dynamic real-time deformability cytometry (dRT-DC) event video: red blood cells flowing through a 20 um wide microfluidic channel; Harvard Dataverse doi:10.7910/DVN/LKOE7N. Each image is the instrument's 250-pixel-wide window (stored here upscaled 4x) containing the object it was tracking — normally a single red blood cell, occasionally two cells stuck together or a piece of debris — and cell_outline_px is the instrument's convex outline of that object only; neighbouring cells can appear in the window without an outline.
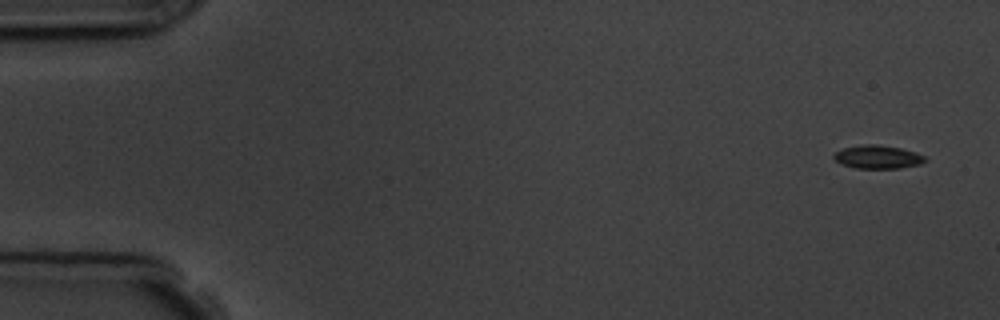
{"species": "common noctule bat (a hibernating species)", "species_latin": "Nyctalus noctula", "temperature_condition": "room temperature", "stored_images_in_passage": 4, "camera_frame_rate_fps": 3000, "um_per_image_px": 0.085, "animal": {"sex": "male", "body_mass_g": 19.5, "forearm_length_mm": 54.6}, "frame": {"image": 1, "passage_image": 1, "time_ms": 0.0, "image_size_px": [1000, 320], "cell_outline_px": [[928, 160], [920, 164], [900, 168], [856, 168], [840, 164], [832, 156], [836, 152], [844, 148], [860, 144], [876, 144], [900, 148], [916, 152], [924, 156]], "centroid_in_image_um": [74.61, 13.34], "position_along_channel_um": 10.4, "area_um2": 12.43}}
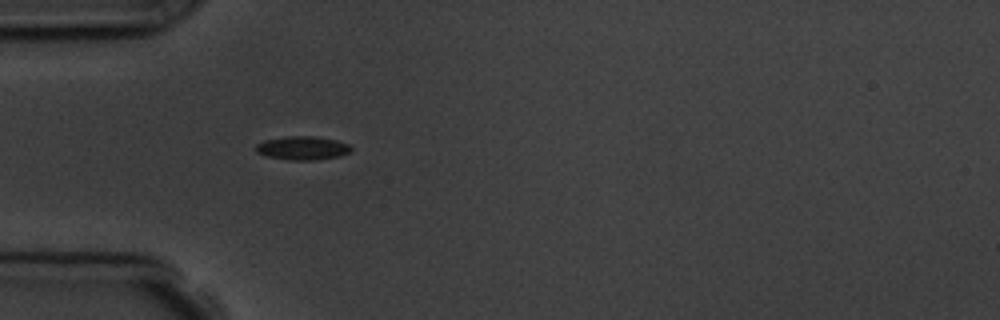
{"frame": {"image": 2, "passage_image": 4, "time_ms": 4.667, "image_size_px": [1000, 320], "cell_outline_px": [[352, 148], [348, 152], [340, 156], [316, 160], [288, 160], [264, 156], [256, 152], [256, 144], [264, 140], [288, 136], [316, 136], [336, 140], [348, 144]], "centroid_in_image_um": [25.68, 12.59], "position_along_channel_um": 59.3, "area_um2": 13.18}}